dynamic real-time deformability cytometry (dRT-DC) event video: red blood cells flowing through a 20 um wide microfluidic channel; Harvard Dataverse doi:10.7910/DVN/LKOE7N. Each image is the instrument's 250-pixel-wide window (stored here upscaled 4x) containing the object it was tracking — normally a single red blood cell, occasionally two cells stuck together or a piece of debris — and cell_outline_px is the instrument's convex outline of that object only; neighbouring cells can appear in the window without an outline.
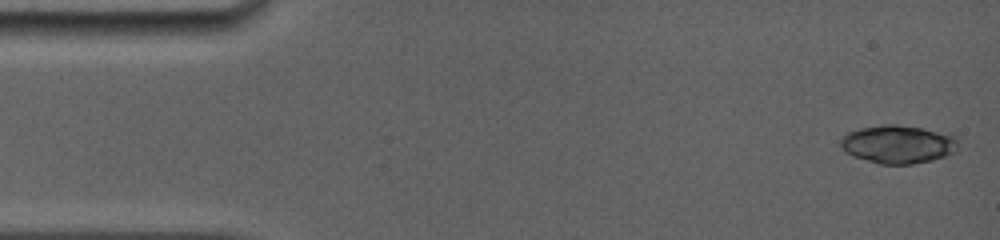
{"species": "common noctule bat (a hibernating species)", "species_latin": "Nyctalus noctula", "temperature_condition": "room temperature", "stored_images_in_passage": 5, "camera_frame_rate_fps": 5000, "um_per_image_px": 0.085, "animal": {"sex": "female", "body_mass_g": 19.0, "forearm_length_mm": 56.7}, "frame": {"image": 1, "passage_image": 1, "time_ms": 0.0, "image_size_px": [1000, 240], "cell_outline_px": [[956, 152], [932, 160], [912, 164], [880, 164], [844, 152], [840, 144], [840, 140], [848, 132], [860, 128], [884, 124], [896, 124], [920, 128], [952, 136], [956, 140]], "centroid_in_image_um": [76.28, 12.27], "position_along_channel_um": 8.7, "area_um2": 25.66}}
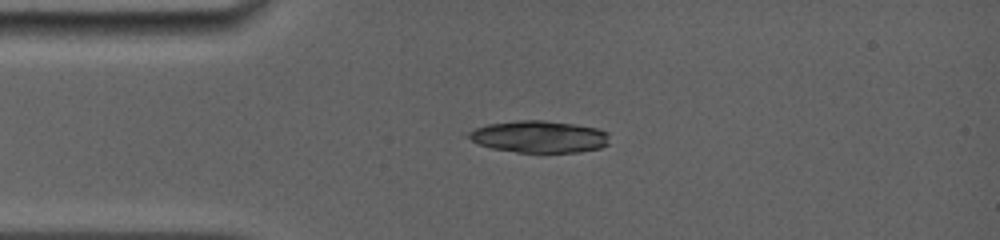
{"frame": {"image": 2, "passage_image": 5, "time_ms": 3.2, "image_size_px": [1000, 240], "cell_outline_px": [[608, 144], [600, 148], [580, 152], [516, 152], [492, 148], [480, 144], [472, 140], [468, 136], [468, 132], [476, 128], [488, 124], [516, 120], [544, 120], [572, 124], [596, 128], [608, 132]], "centroid_in_image_um": [45.84, 11.62], "position_along_channel_um": 39.2, "area_um2": 26.07}}